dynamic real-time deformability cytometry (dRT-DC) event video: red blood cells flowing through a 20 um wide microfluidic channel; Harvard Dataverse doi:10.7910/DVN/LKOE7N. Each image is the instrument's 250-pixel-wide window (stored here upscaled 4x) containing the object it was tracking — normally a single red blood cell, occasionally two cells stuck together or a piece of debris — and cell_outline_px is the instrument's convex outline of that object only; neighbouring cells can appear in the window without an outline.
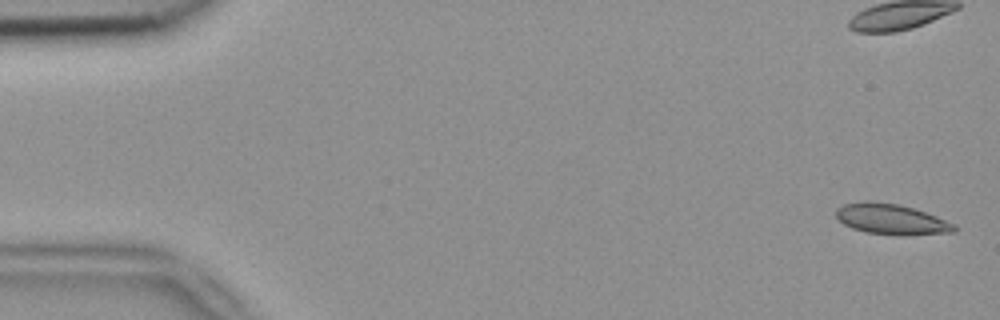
{"species": "common noctule bat (a hibernating species)", "species_latin": "Nyctalus noctula", "temperature_condition": "room temperature", "stored_images_in_passage": 6, "camera_frame_rate_fps": 3000, "um_per_image_px": 0.085, "animal": {"sex": "female", "body_mass_g": 18.4}, "frame": {"image": 1, "passage_image": 1, "time_ms": 0.0, "image_size_px": [1000, 320], "cell_outline_px": [[956, 232], [864, 232], [852, 228], [844, 224], [836, 216], [836, 208], [844, 204], [864, 200], [868, 200], [900, 204], [936, 216], [956, 224]], "centroid_in_image_um": [75.67, 18.55], "position_along_channel_um": 9.3, "area_um2": 19.94}}